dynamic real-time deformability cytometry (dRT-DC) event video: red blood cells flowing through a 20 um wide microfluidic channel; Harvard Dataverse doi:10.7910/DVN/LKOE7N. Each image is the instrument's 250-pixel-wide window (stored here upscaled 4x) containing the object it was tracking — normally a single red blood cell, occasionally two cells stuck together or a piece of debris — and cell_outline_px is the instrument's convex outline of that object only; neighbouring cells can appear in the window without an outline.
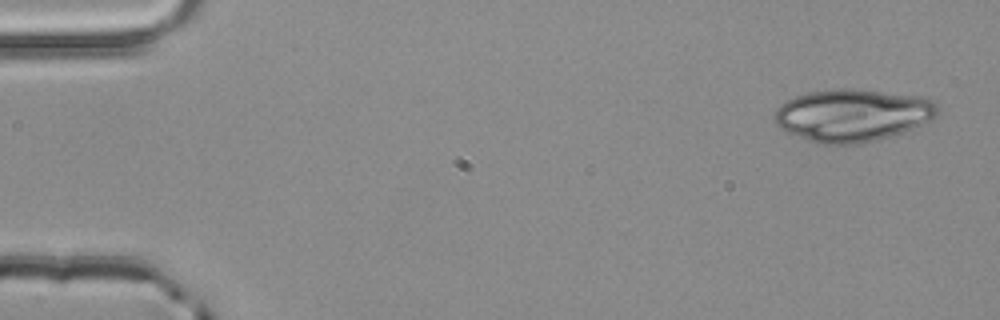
{"species": "common noctule bat (a hibernating species)", "species_latin": "Nyctalus noctula", "temperature_condition": "room temperature", "stored_images_in_passage": 3, "camera_frame_rate_fps": 3000, "um_per_image_px": 0.085, "animal": {"sex": "male", "body_mass_g": 20.4}, "frame": {"image": 1, "passage_image": 1, "time_ms": 0.0, "image_size_px": [1000, 320], "cell_outline_px": [[940, 112], [936, 116], [912, 128], [888, 136], [860, 144], [820, 144], [808, 140], [788, 132], [780, 128], [776, 124], [772, 116], [776, 108], [780, 104], [796, 96], [808, 92], [836, 88], [852, 88], [920, 96], [932, 100], [940, 108]], "centroid_in_image_um": [72.43, 9.78], "position_along_channel_um": 12.6, "area_um2": 49.77}}